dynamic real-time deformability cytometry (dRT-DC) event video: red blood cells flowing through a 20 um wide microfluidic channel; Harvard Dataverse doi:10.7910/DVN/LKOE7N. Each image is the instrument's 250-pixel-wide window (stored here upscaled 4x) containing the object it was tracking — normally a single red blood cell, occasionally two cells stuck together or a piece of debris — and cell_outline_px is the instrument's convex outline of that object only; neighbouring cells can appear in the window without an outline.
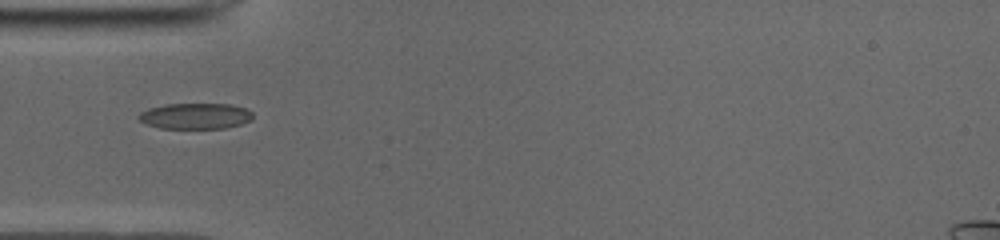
{"species": "common noctule bat (a hibernating species)", "species_latin": "Nyctalus noctula", "temperature_condition": "cold", "stored_images_in_passage": 32, "camera_frame_rate_fps": 3000, "um_per_image_px": 0.085, "animal": {"sex": "male", "body_mass_g": 19.0, "forearm_length_mm": 50.8}, "frame": {"image": 1, "passage_image": 1, "time_ms": 0.0, "image_size_px": [1000, 240], "cell_outline_px": [[252, 120], [240, 124], [224, 128], [160, 128], [148, 124], [140, 120], [136, 116], [140, 112], [148, 108], [164, 104], [232, 104], [244, 108], [252, 112]], "centroid_in_image_um": [16.59, 9.85], "position_along_channel_um": 68.4, "area_um2": 17.17}}
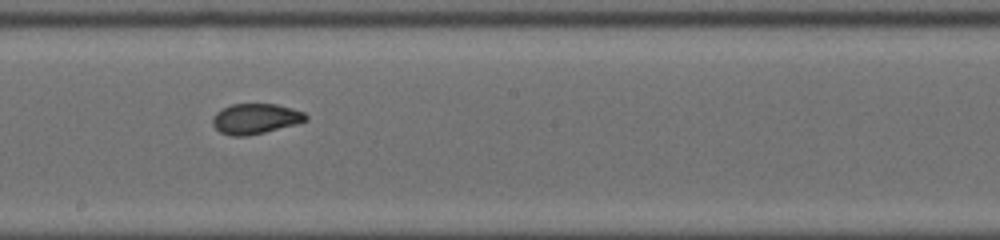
{"frame": {"image": 2, "passage_image": 13, "time_ms": 4.0, "image_size_px": [1000, 240], "cell_outline_px": [[308, 120], [296, 124], [264, 132], [244, 136], [232, 136], [220, 132], [212, 124], [212, 116], [220, 108], [232, 104], [276, 104], [292, 108], [304, 112], [308, 116]], "centroid_in_image_um": [21.7, 10.08], "position_along_channel_um": 226.5, "area_um2": 16.53}}
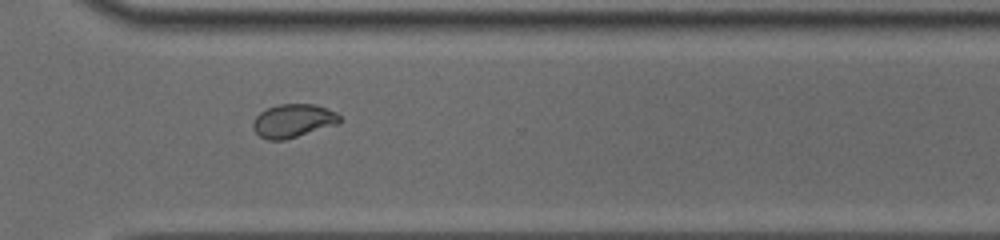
{"frame": {"image": 3, "passage_image": 22, "time_ms": 7.0, "image_size_px": [1000, 240], "cell_outline_px": [[344, 120], [336, 124], [284, 140], [268, 140], [260, 136], [252, 128], [252, 124], [256, 116], [260, 112], [268, 108], [280, 104], [316, 104], [336, 112]], "centroid_in_image_um": [24.92, 10.26], "position_along_channel_um": 345.7, "area_um2": 16.76}, "authors_computed_cell_mechanics": {"area_um2": 16.8487, "velocity_mm_per_s": 3.9472, "shape_relaxation_time_tau1_ms": 10.1556, "shape_relaxation_time_tau2_ms": 1.1577, "deformation_change_tau1": 0.2313, "deformation_change_tau2": 0.0491}}